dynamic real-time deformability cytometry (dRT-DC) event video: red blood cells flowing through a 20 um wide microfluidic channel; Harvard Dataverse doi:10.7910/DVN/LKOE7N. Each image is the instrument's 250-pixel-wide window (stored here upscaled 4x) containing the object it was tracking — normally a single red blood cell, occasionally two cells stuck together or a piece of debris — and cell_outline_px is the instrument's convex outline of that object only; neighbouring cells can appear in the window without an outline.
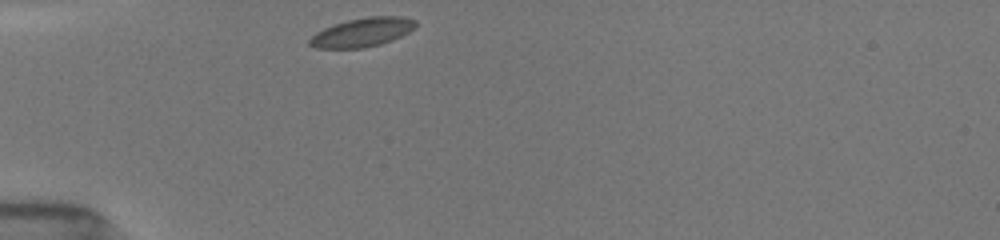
{"species": "common noctule bat (a hibernating species)", "species_latin": "Nyctalus noctula", "temperature_condition": "room temperature", "stored_images_in_passage": 6, "camera_frame_rate_fps": 3000, "um_per_image_px": 0.085, "animal": {"sex": "female", "body_mass_g": 19.5, "forearm_length_mm": 54.1}, "frame": {"image": 1, "passage_image": 1, "time_ms": 0.0, "image_size_px": [1000, 240], "cell_outline_px": [[416, 24], [408, 32], [392, 40], [380, 44], [364, 48], [316, 48], [308, 44], [308, 40], [316, 32], [324, 28], [348, 20], [368, 16], [400, 16], [416, 20]], "centroid_in_image_um": [30.77, 2.75], "position_along_channel_um": 54.2, "area_um2": 17.69}}
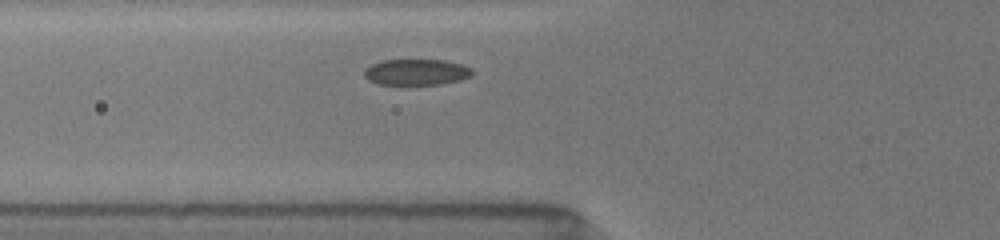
{"frame": {"image": 2, "passage_image": 3, "time_ms": 1.333, "image_size_px": [1000, 240], "cell_outline_px": [[472, 76], [460, 80], [440, 84], [376, 84], [368, 80], [364, 76], [364, 68], [372, 64], [384, 60], [444, 60], [464, 64], [472, 68]], "centroid_in_image_um": [35.4, 6.12], "position_along_channel_um": 90.4, "area_um2": 16.47}}
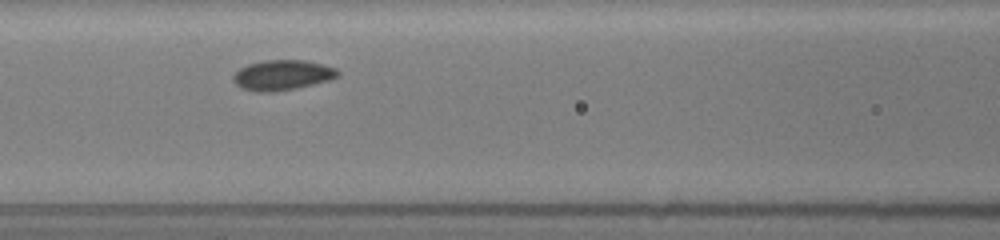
{"frame": {"image": 3, "passage_image": 5, "time_ms": 2.667, "image_size_px": [1000, 240], "cell_outline_px": [[340, 76], [328, 80], [296, 88], [272, 92], [256, 92], [240, 88], [232, 80], [232, 76], [240, 68], [248, 64], [264, 60], [304, 60], [324, 64], [336, 68], [340, 72]], "centroid_in_image_um": [23.99, 6.38], "position_along_channel_um": 142.6, "area_um2": 18.5}}